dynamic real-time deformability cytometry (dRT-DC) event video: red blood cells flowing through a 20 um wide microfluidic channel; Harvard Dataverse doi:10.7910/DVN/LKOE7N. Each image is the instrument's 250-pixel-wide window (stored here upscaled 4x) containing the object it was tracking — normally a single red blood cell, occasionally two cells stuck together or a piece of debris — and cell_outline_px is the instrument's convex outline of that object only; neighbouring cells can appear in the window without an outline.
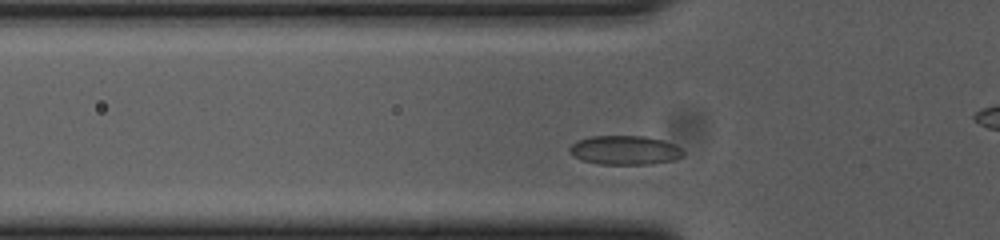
{"species": "common noctule bat (a hibernating species)", "species_latin": "Nyctalus noctula", "temperature_condition": "cold", "stored_images_in_passage": 38, "camera_frame_rate_fps": 3000, "um_per_image_px": 0.085, "animal": {"sex": "female", "body_mass_g": 23.0, "forearm_length_mm": 53.4}, "frame": {"image": 1, "passage_image": 10, "time_ms": 3.0, "image_size_px": [1000, 240], "cell_outline_px": [[684, 156], [672, 160], [652, 164], [600, 164], [580, 160], [568, 148], [576, 140], [592, 136], [644, 136], [664, 140], [680, 148], [684, 152]], "centroid_in_image_um": [53.12, 12.76], "position_along_channel_um": 72.7, "area_um2": 19.19}}
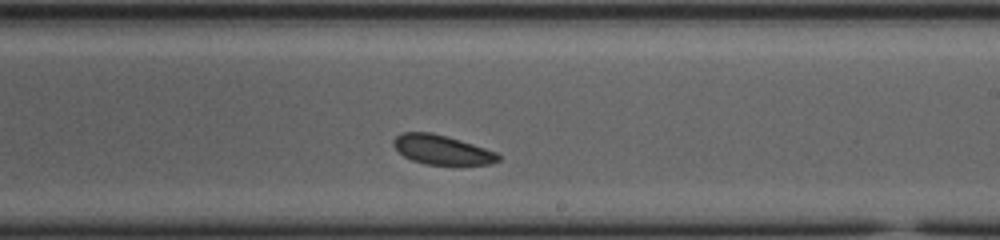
{"frame": {"image": 2, "passage_image": 25, "time_ms": 8.0, "image_size_px": [1000, 240], "cell_outline_px": [[500, 160], [492, 164], [424, 164], [412, 160], [404, 156], [392, 144], [392, 140], [400, 132], [432, 132], [460, 140], [496, 152], [500, 156]], "centroid_in_image_um": [37.53, 12.72], "position_along_channel_um": 251.5, "area_um2": 17.8}}
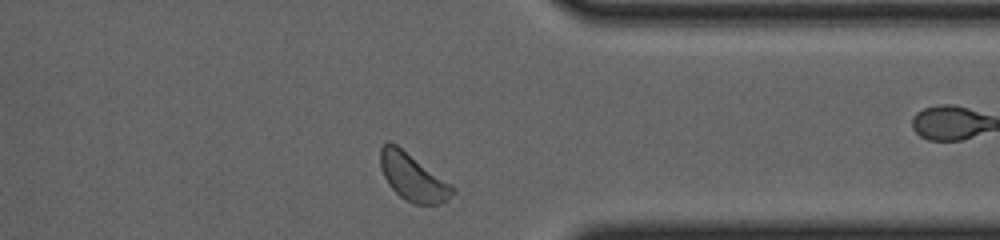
{"frame": {"image": 3, "passage_image": 36, "time_ms": 11.667, "image_size_px": [1000, 240], "cell_outline_px": [[456, 192], [448, 200], [440, 204], [412, 204], [400, 196], [388, 184], [380, 168], [380, 148], [388, 140], [396, 144], [452, 184], [456, 188]], "centroid_in_image_um": [35.11, 15.06], "position_along_channel_um": 376.3, "area_um2": 20.0}}